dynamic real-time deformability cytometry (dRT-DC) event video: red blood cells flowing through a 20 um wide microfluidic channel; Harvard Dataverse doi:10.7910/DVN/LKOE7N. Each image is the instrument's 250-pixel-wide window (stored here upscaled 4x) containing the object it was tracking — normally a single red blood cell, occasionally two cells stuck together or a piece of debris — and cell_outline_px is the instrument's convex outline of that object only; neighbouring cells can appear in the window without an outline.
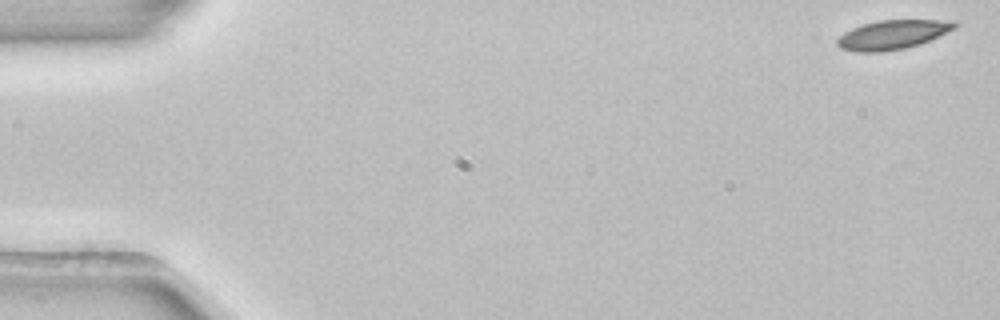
{"species": "common noctule bat (a hibernating species)", "species_latin": "Nyctalus noctula", "temperature_condition": "room temperature", "stored_images_in_passage": 53, "camera_frame_rate_fps": 3000, "um_per_image_px": 0.085, "animal": {"sex": "female", "body_mass_g": 22.7, "forearm_length_mm": 54.2}, "frame": {"image": 1, "passage_image": 1, "time_ms": 0.0, "image_size_px": [1000, 320], "cell_outline_px": [[956, 28], [920, 44], [904, 48], [884, 52], [856, 52], [840, 48], [836, 44], [836, 40], [844, 32], [852, 28], [876, 20], [956, 20]], "centroid_in_image_um": [75.85, 2.95], "position_along_channel_um": 9.1, "area_um2": 20.0}}
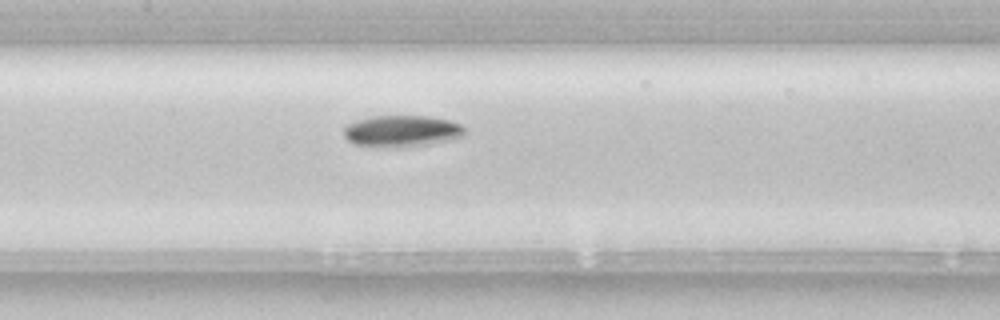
{"frame": {"image": 2, "passage_image": 25, "time_ms": 8.0, "image_size_px": [1000, 320], "cell_outline_px": [[464, 136], [452, 140], [428, 144], [380, 148], [352, 144], [344, 136], [344, 128], [348, 124], [356, 120], [372, 116], [428, 116], [448, 120], [460, 124], [464, 128]], "centroid_in_image_um": [34.12, 11.15], "position_along_channel_um": 173.3, "area_um2": 22.31}}
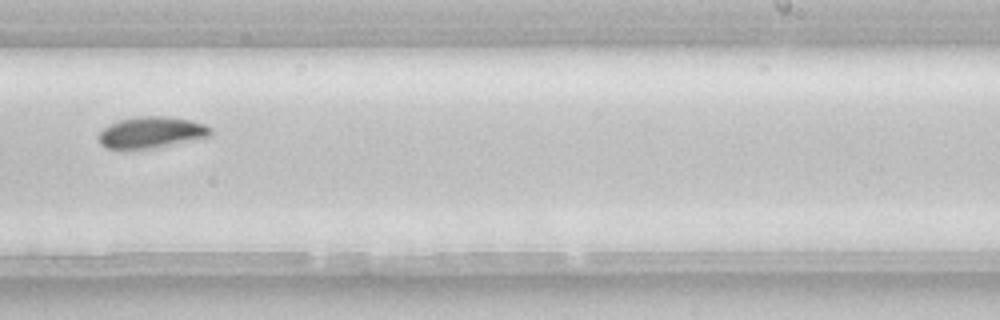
{"frame": {"image": 3, "passage_image": 33, "time_ms": 10.667, "image_size_px": [1000, 320], "cell_outline_px": [[212, 136], [156, 148], [108, 148], [100, 144], [96, 136], [108, 124], [116, 120], [136, 116], [168, 116], [192, 120], [204, 124], [212, 128]], "centroid_in_image_um": [12.87, 11.24], "position_along_channel_um": 276.1, "area_um2": 20.75}, "authors_computed_cell_mechanics": {"area_um2": 20.5768, "velocity_mm_per_s": 3.8878, "shape_relaxation_time_tau1_ms": 2.6716, "shape_relaxation_time_tau2_ms": null, "deformation_change_tau1": 0.0903, "deformation_change_tau2": null}}